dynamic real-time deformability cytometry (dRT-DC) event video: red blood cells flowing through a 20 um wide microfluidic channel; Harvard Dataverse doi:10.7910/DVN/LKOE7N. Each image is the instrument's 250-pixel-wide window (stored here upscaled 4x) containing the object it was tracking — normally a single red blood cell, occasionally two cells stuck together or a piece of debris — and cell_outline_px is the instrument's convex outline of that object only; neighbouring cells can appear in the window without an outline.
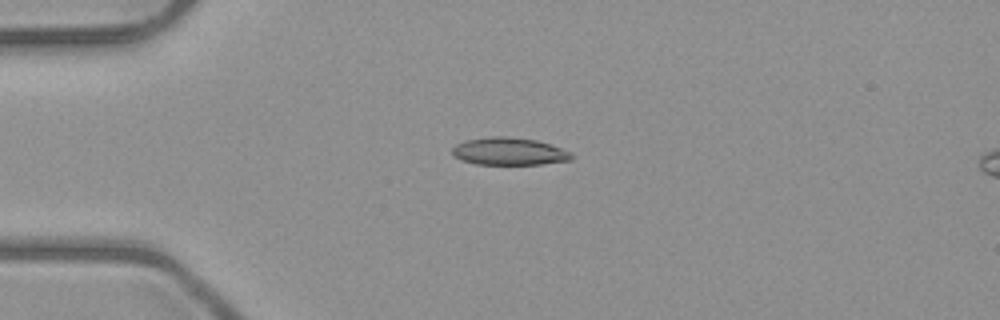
{"species": "common noctule bat (a hibernating species)", "species_latin": "Nyctalus noctula", "temperature_condition": "room temperature", "stored_images_in_passage": 7, "camera_frame_rate_fps": 3000, "um_per_image_px": 0.085, "animal": {"sex": "male", "body_mass_g": 23.1, "forearm_length_mm": 52.7}, "frame": {"image": 1, "passage_image": 4, "time_ms": 4.333, "image_size_px": [1000, 320], "cell_outline_px": [[572, 160], [540, 164], [476, 164], [464, 160], [456, 156], [452, 152], [452, 148], [456, 144], [468, 140], [492, 136], [508, 136], [536, 140], [552, 144], [572, 152]], "centroid_in_image_um": [43.33, 12.86], "position_along_channel_um": 41.7, "area_um2": 19.02}}
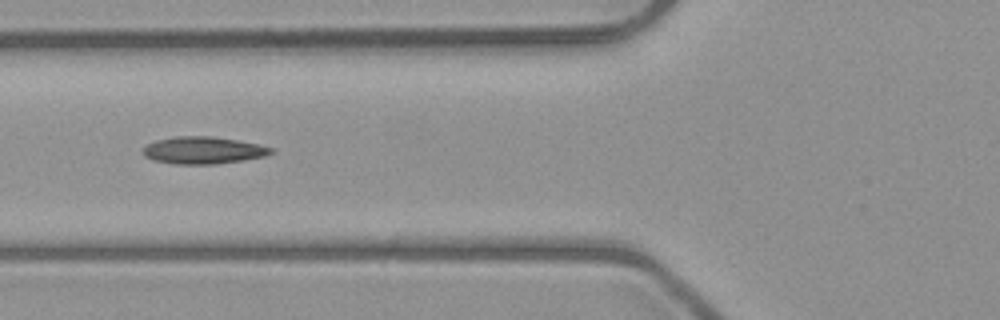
{"frame": {"image": 2, "passage_image": 6, "time_ms": 6.667, "image_size_px": [1000, 320], "cell_outline_px": [[276, 152], [264, 156], [244, 160], [216, 164], [172, 164], [156, 160], [144, 156], [144, 148], [148, 144], [156, 140], [176, 136], [212, 136], [260, 144], [272, 148]], "centroid_in_image_um": [17.31, 12.77], "position_along_channel_um": 108.5, "area_um2": 20.23}}
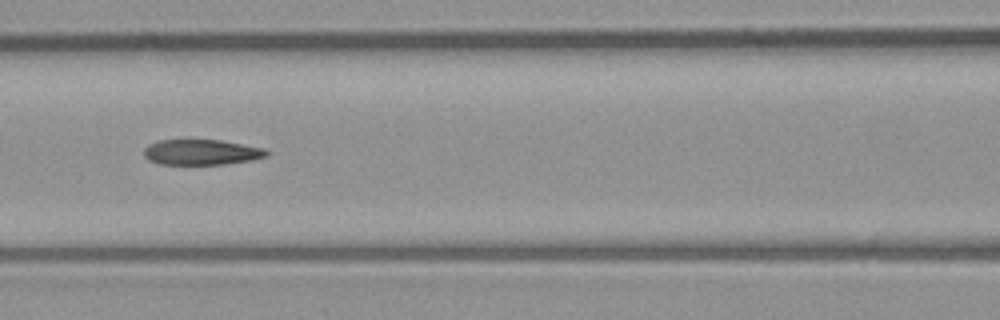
{"frame": {"image": 3, "passage_image": 7, "time_ms": 7.667, "image_size_px": [1000, 320], "cell_outline_px": [[268, 156], [252, 160], [224, 164], [160, 164], [148, 160], [144, 156], [144, 148], [148, 144], [160, 140], [220, 140], [264, 148], [268, 152]], "centroid_in_image_um": [17.11, 12.94], "position_along_channel_um": 149.5, "area_um2": 18.15}}